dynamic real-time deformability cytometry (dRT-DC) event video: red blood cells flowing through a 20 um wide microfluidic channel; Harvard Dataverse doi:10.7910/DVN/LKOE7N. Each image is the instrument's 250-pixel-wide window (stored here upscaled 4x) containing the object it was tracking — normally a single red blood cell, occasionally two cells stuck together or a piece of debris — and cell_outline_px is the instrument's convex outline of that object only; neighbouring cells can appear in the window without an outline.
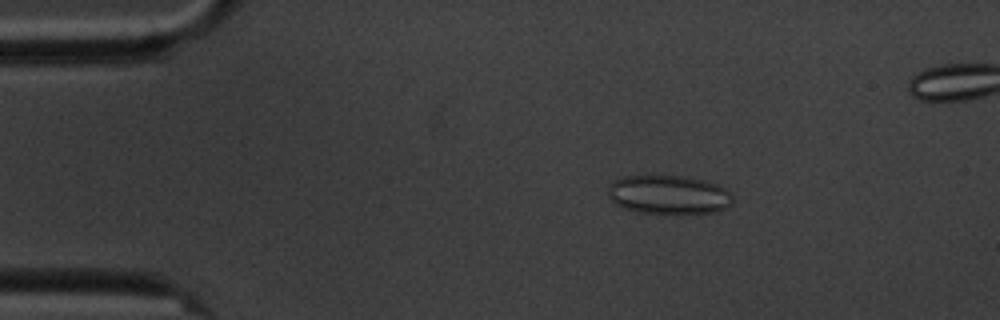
{"species": "common noctule bat (a hibernating species)", "species_latin": "Nyctalus noctula", "temperature_condition": "cold", "stored_images_in_passage": 6, "camera_frame_rate_fps": 3000, "um_per_image_px": 0.085, "animal": {"sex": "male", "body_mass_g": 20.1, "forearm_length_mm": 53.5}, "frame": {"image": 1, "passage_image": 3, "time_ms": 2.333, "image_size_px": [1000, 320], "cell_outline_px": [[732, 204], [716, 212], [668, 216], [636, 212], [624, 208], [616, 204], [608, 196], [608, 184], [624, 176], [648, 172], [688, 176], [704, 180], [716, 184], [732, 192]], "centroid_in_image_um": [56.81, 16.54], "position_along_channel_um": 28.2, "area_um2": 30.06}}